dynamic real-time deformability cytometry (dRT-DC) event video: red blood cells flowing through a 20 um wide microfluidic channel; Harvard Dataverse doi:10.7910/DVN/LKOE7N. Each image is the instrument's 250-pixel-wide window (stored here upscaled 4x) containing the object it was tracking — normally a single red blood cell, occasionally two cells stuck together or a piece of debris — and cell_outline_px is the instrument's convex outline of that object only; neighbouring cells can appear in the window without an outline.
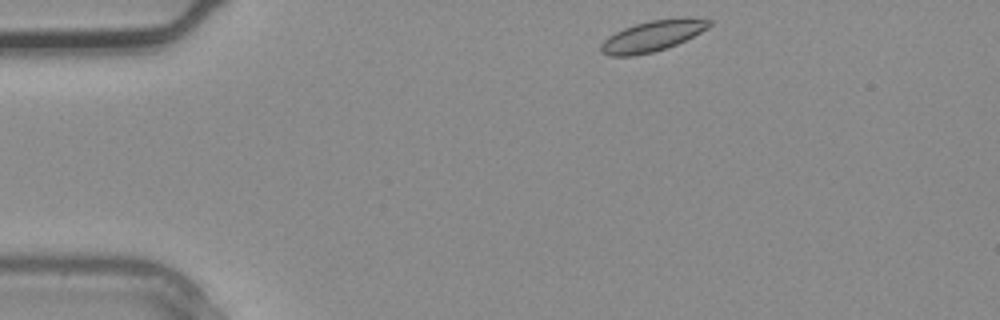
{"species": "common noctule bat (a hibernating species)", "species_latin": "Nyctalus noctula", "temperature_condition": "warm", "stored_images_in_passage": 2, "camera_frame_rate_fps": 3000, "um_per_image_px": 0.085, "animal": {"sex": "male", "body_mass_g": 20.4}, "frame": {"image": 1, "passage_image": 1, "time_ms": 0.0, "image_size_px": [1000, 320], "cell_outline_px": [[712, 24], [708, 28], [668, 48], [652, 52], [632, 56], [608, 56], [600, 52], [600, 44], [608, 36], [624, 28], [636, 24], [652, 20], [684, 16], [688, 16], [712, 20]], "centroid_in_image_um": [55.47, 3.05], "position_along_channel_um": 29.5, "area_um2": 19.59}}